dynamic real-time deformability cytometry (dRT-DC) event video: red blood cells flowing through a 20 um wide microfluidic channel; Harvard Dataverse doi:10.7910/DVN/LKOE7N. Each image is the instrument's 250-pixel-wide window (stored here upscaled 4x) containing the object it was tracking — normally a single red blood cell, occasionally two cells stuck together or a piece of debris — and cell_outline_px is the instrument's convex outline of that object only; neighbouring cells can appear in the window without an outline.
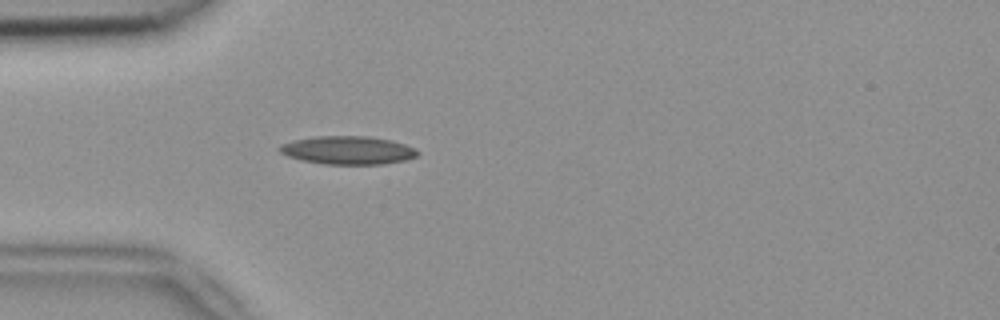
{"species": "common noctule bat (a hibernating species)", "species_latin": "Nyctalus noctula", "temperature_condition": "room temperature", "stored_images_in_passage": 50, "camera_frame_rate_fps": 3000, "um_per_image_px": 0.085, "animal": {"sex": "female", "body_mass_g": 18.4}, "frame": {"image": 1, "passage_image": 13, "time_ms": 4.0, "image_size_px": [1000, 320], "cell_outline_px": [[420, 152], [416, 156], [404, 160], [384, 164], [324, 164], [300, 160], [288, 156], [280, 152], [276, 148], [280, 144], [292, 140], [316, 136], [368, 136], [392, 140], [416, 148]], "centroid_in_image_um": [29.54, 12.76], "position_along_channel_um": 55.5, "area_um2": 22.89}}
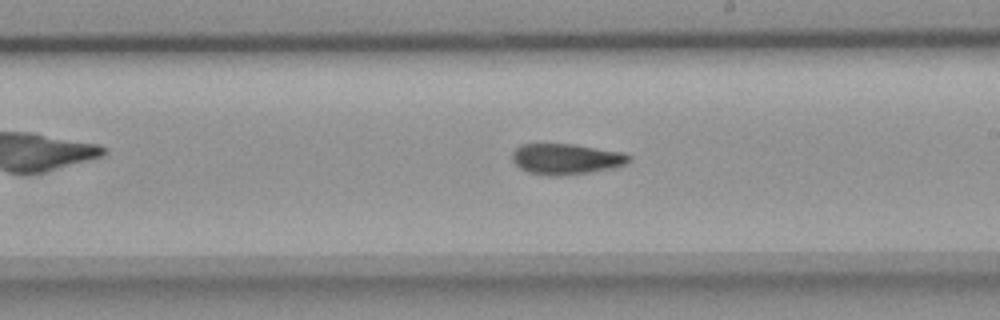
{"frame": {"image": 2, "passage_image": 28, "time_ms": 9.0, "image_size_px": [1000, 320], "cell_outline_px": [[632, 160], [628, 164], [612, 168], [588, 172], [560, 176], [548, 176], [528, 172], [520, 168], [512, 160], [512, 152], [520, 144], [572, 144], [624, 152], [632, 156]], "centroid_in_image_um": [48.15, 13.51], "position_along_channel_um": 240.9, "area_um2": 21.1}}
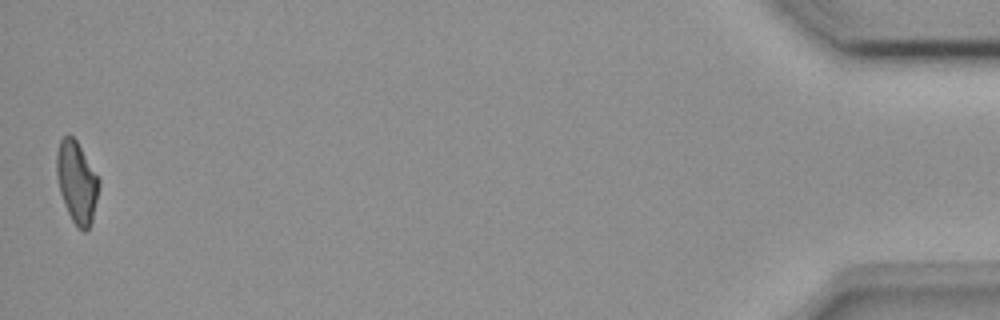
{"frame": {"image": 3, "passage_image": 50, "time_ms": 16.333, "image_size_px": [1000, 320], "cell_outline_px": [[100, 184], [92, 220], [88, 228], [84, 232], [72, 220], [64, 204], [60, 192], [56, 172], [56, 152], [60, 140], [68, 132], [76, 140], [100, 180]], "centroid_in_image_um": [6.51, 15.44], "position_along_channel_um": 428.7, "area_um2": 19.94}, "authors_computed_cell_mechanics": {"area_um2": 20.6635, "velocity_mm_per_s": 3.8353, "shape_relaxation_time_tau1_ms": 10.1578, "shape_relaxation_time_tau2_ms": 3.4473, "deformation_change_tau1": 0.2376, "deformation_change_tau2": 0.1154}}